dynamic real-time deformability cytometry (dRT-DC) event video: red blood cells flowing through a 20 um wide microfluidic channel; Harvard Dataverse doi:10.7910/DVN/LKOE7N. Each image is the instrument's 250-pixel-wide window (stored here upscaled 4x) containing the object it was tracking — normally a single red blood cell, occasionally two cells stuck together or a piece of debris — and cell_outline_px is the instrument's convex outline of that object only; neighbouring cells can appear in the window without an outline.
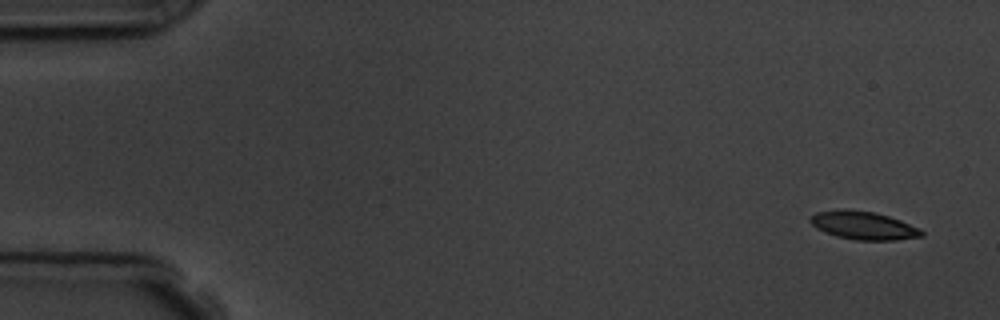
{"species": "common noctule bat (a hibernating species)", "species_latin": "Nyctalus noctula", "temperature_condition": "room temperature", "stored_images_in_passage": 6, "camera_frame_rate_fps": 3000, "um_per_image_px": 0.085, "animal": {"sex": "male", "body_mass_g": 19.5, "forearm_length_mm": 54.6}, "frame": {"image": 1, "passage_image": 1, "time_ms": 0.0, "image_size_px": [1000, 320], "cell_outline_px": [[924, 236], [896, 240], [856, 240], [836, 236], [824, 232], [816, 228], [808, 220], [816, 212], [840, 208], [848, 208], [876, 212], [900, 220], [920, 228], [924, 232]], "centroid_in_image_um": [73.38, 19.15], "position_along_channel_um": 11.6, "area_um2": 18.55}}
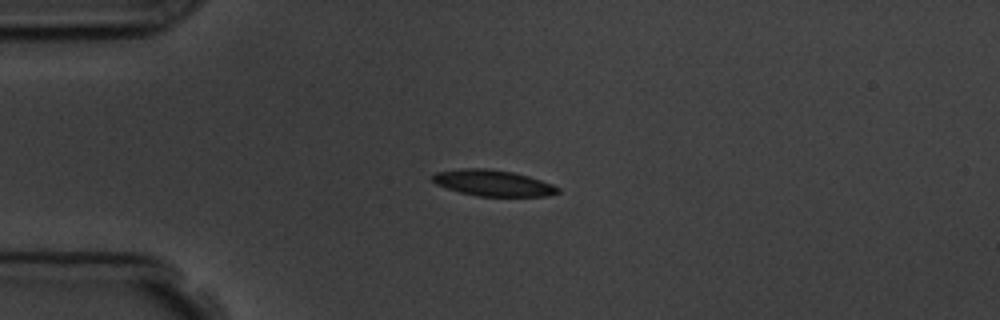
{"frame": {"image": 2, "passage_image": 4, "time_ms": 3.667, "image_size_px": [1000, 320], "cell_outline_px": [[560, 192], [548, 196], [476, 196], [460, 192], [436, 184], [432, 180], [432, 176], [436, 172], [460, 168], [488, 168], [512, 172], [528, 176], [552, 184], [560, 188]], "centroid_in_image_um": [41.91, 15.55], "position_along_channel_um": 43.1, "area_um2": 19.02}}